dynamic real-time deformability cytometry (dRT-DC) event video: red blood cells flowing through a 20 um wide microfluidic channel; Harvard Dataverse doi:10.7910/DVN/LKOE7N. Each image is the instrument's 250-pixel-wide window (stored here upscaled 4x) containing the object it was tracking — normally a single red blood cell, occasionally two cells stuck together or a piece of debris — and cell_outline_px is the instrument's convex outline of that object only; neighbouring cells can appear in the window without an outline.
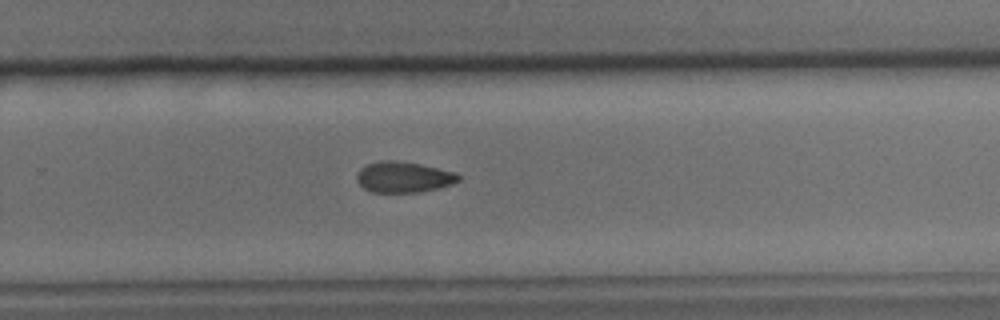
{"species": "common noctule bat (a hibernating species)", "species_latin": "Nyctalus noctula", "temperature_condition": "cold", "stored_images_in_passage": 26, "camera_frame_rate_fps": 3000, "um_per_image_px": 0.085, "animal": {"sex": "male", "body_mass_g": 15.6}, "frame": {"image": 1, "passage_image": 19, "time_ms": 6.0, "image_size_px": [1000, 320], "cell_outline_px": [[460, 180], [452, 184], [420, 192], [372, 192], [364, 188], [356, 180], [356, 176], [360, 168], [368, 164], [380, 160], [392, 160], [420, 164], [456, 172], [460, 176]], "centroid_in_image_um": [34.3, 15.05], "position_along_channel_um": 295.5, "area_um2": 18.21}}
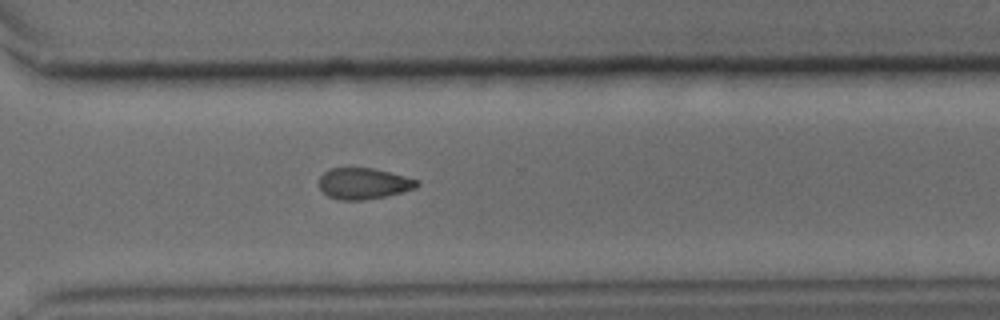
{"frame": {"image": 2, "passage_image": 22, "time_ms": 7.0, "image_size_px": [1000, 320], "cell_outline_px": [[420, 184], [416, 188], [384, 196], [364, 200], [340, 200], [328, 196], [320, 188], [320, 176], [324, 172], [332, 168], [372, 168], [420, 180]], "centroid_in_image_um": [30.91, 15.6], "position_along_channel_um": 339.7, "area_um2": 17.57}}